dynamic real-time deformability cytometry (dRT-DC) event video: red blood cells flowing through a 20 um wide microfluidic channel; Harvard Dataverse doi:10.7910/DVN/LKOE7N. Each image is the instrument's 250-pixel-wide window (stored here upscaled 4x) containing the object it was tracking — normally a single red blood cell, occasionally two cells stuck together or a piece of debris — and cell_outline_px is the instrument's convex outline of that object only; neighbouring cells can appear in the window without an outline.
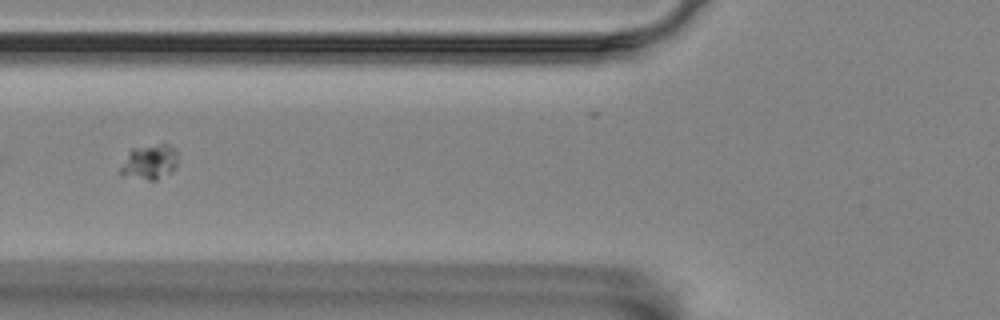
{"species": "Egyptian fruit bat (a non-hibernating species)", "species_latin": "Rousettus aegyptiacus", "temperature_condition": "room temperature", "stored_images_in_passage": 6, "camera_frame_rate_fps": 3000, "um_per_image_px": 0.085, "animal": {"sex": "female"}, "frame": {"image": 1, "passage_image": 6, "time_ms": 1.667, "image_size_px": [1000, 320], "cell_outline_px": [[176, 164], [168, 172], [156, 180], [148, 180], [120, 176], [120, 168], [132, 148], [160, 144], [164, 144], [172, 148], [176, 152]], "centroid_in_image_um": [12.65, 13.79], "position_along_channel_um": 113.2, "area_um2": 11.21}}